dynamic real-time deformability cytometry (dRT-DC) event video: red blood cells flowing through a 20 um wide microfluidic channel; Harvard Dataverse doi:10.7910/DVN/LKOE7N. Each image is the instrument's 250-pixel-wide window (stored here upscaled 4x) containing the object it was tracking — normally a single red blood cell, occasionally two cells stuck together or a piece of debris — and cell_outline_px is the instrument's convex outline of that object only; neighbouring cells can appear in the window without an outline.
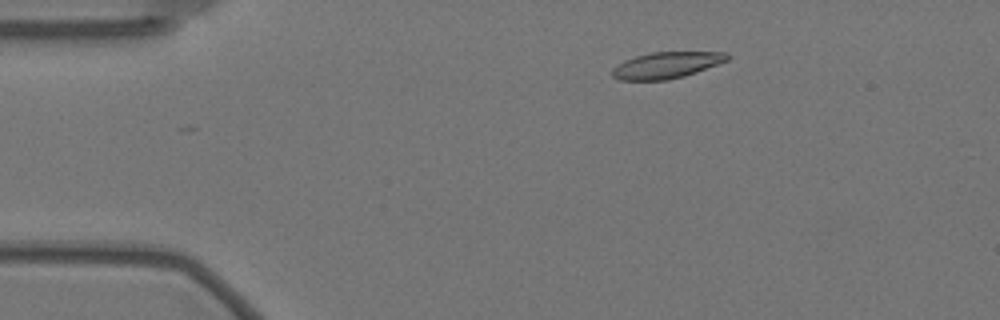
{"species": "Egyptian fruit bat (a non-hibernating species)", "species_latin": "Rousettus aegyptiacus", "temperature_condition": "warm", "stored_images_in_passage": 44, "camera_frame_rate_fps": 3000, "um_per_image_px": 0.085, "animal": {"sex": "female"}, "frame": {"image": 1, "passage_image": 5, "time_ms": 1.333, "image_size_px": [1000, 320], "cell_outline_px": [[728, 60], [696, 72], [684, 76], [668, 80], [620, 80], [612, 76], [612, 68], [624, 60], [636, 56], [652, 52], [728, 52]], "centroid_in_image_um": [56.63, 5.54], "position_along_channel_um": 28.4, "area_um2": 17.57}}
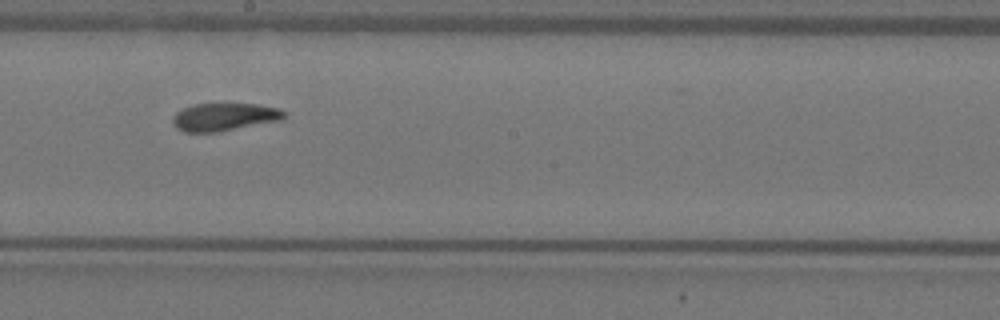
{"frame": {"image": 2, "passage_image": 27, "time_ms": 8.667, "image_size_px": [1000, 320], "cell_outline_px": [[284, 120], [216, 132], [184, 132], [176, 128], [172, 124], [172, 116], [176, 112], [192, 104], [260, 104], [280, 108], [284, 112]], "centroid_in_image_um": [19.06, 9.94], "position_along_channel_um": 229.1, "area_um2": 18.21}}
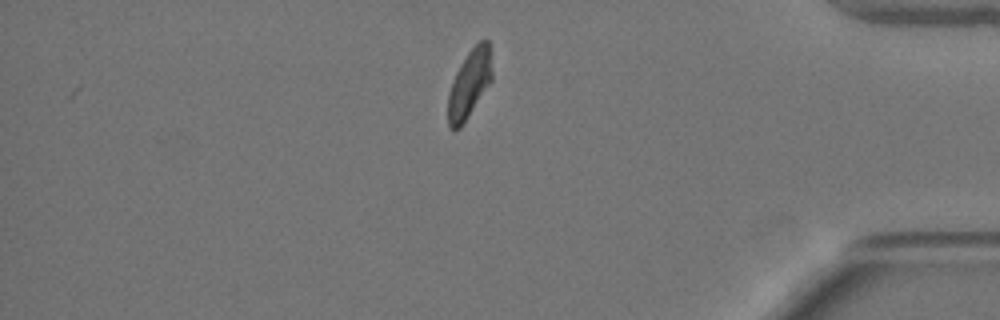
{"frame": {"image": 3, "passage_image": 44, "time_ms": 14.333, "image_size_px": [1000, 320], "cell_outline_px": [[492, 80], [460, 128], [456, 132], [452, 132], [448, 128], [448, 92], [456, 72], [460, 64], [468, 52], [480, 40], [488, 40], [492, 72]], "centroid_in_image_um": [39.87, 7.17], "position_along_channel_um": 395.3, "area_um2": 17.4}, "authors_computed_cell_mechanics": {"area_um2": 18.4382, "velocity_mm_per_s": 3.4984, "shape_relaxation_time_tau1_ms": null, "shape_relaxation_time_tau2_ms": 2.5534, "deformation_change_tau1": null, "deformation_change_tau2": 0.0819}}